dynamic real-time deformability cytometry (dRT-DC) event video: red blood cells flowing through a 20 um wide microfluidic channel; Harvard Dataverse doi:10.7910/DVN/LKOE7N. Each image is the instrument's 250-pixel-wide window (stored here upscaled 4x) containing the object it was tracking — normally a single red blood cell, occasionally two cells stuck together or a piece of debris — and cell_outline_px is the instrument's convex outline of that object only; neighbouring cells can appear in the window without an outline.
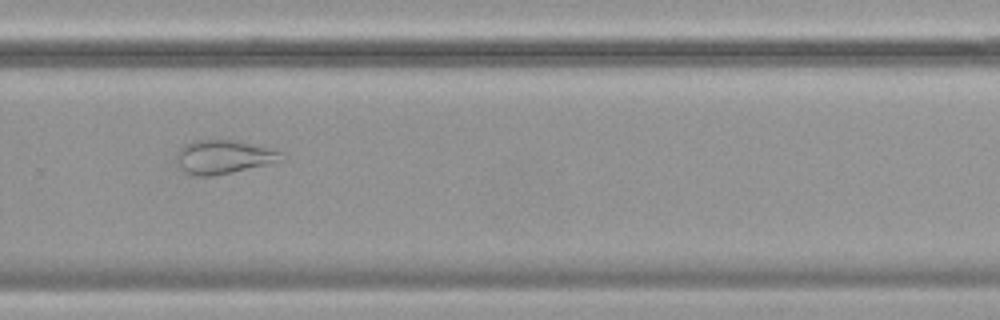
{"species": "common noctule bat (a hibernating species)", "species_latin": "Nyctalus noctula", "temperature_condition": "cold", "stored_images_in_passage": 40, "camera_frame_rate_fps": 3000, "um_per_image_px": 0.085, "animal": {"sex": "female", "body_mass_g": 19.9}, "frame": {"image": 1, "passage_image": 22, "time_ms": 7.0, "image_size_px": [1000, 320], "cell_outline_px": [[284, 160], [268, 164], [232, 172], [212, 176], [196, 176], [184, 172], [176, 160], [176, 152], [184, 144], [192, 140], [236, 140], [284, 152]], "centroid_in_image_um": [18.99, 13.33], "position_along_channel_um": 310.8, "area_um2": 20.69}}
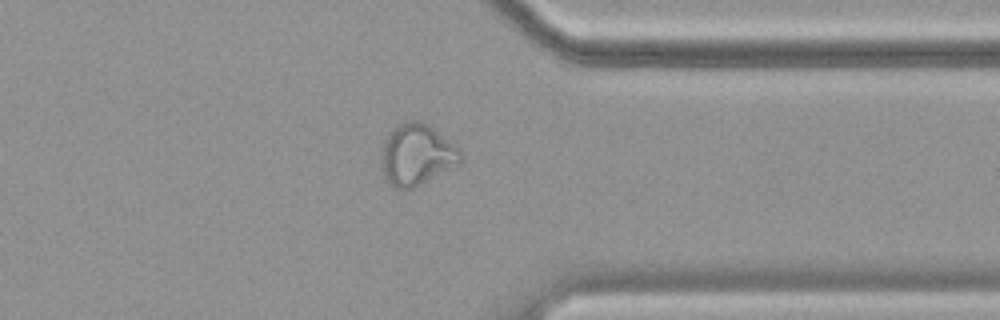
{"frame": {"image": 2, "passage_image": 28, "time_ms": 9.0, "image_size_px": [1000, 320], "cell_outline_px": [[460, 164], [412, 188], [396, 188], [388, 184], [384, 180], [380, 160], [380, 156], [384, 140], [396, 124], [408, 120], [424, 120], [460, 148]], "centroid_in_image_um": [35.39, 13.12], "position_along_channel_um": 376.0, "area_um2": 28.67}}
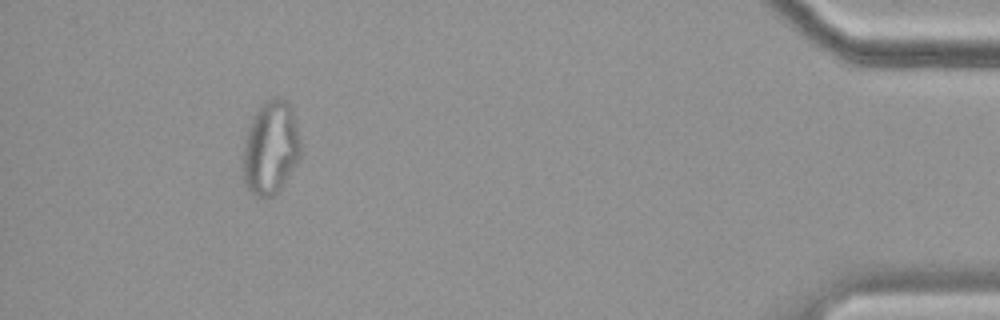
{"frame": {"image": 3, "passage_image": 36, "time_ms": 11.667, "image_size_px": [1000, 320], "cell_outline_px": [[300, 160], [276, 192], [272, 196], [264, 200], [256, 196], [248, 188], [244, 180], [244, 144], [252, 120], [256, 112], [268, 100], [276, 96], [288, 100], [292, 108], [300, 140]], "centroid_in_image_um": [23.04, 12.57], "position_along_channel_um": 412.2, "area_um2": 30.92}, "authors_computed_cell_mechanics": {"area_um2": 22.7154, "velocity_mm_per_s": 3.4822, "shape_relaxation_time_tau1_ms": null, "shape_relaxation_time_tau2_ms": 2.5534, "deformation_change_tau1": null, "deformation_change_tau2": 0.0922}}